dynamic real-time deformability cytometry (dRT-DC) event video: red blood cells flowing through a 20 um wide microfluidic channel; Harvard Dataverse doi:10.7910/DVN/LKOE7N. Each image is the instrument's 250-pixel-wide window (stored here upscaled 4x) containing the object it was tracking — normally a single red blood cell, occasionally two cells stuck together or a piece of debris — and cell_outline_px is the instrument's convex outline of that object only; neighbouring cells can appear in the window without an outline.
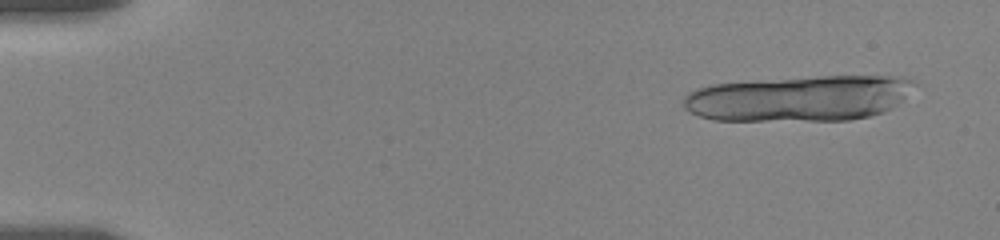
{"species": "human", "species_latin": "Homo sapiens", "temperature_condition": "room temperature", "stored_images_in_passage": 13, "camera_frame_rate_fps": 3000, "um_per_image_px": 0.085, "donor": {"sex": "female"}, "frame": {"image": 1, "passage_image": 4, "time_ms": 1.0, "image_size_px": [1000, 240], "cell_outline_px": [[912, 80], [900, 100], [896, 104], [884, 112], [868, 116], [848, 120], [712, 120], [700, 116], [684, 108], [684, 96], [688, 92], [696, 88], [712, 84], [820, 76], [900, 76]], "centroid_in_image_um": [67.83, 8.36], "position_along_channel_um": 17.2, "area_um2": 60.46}}
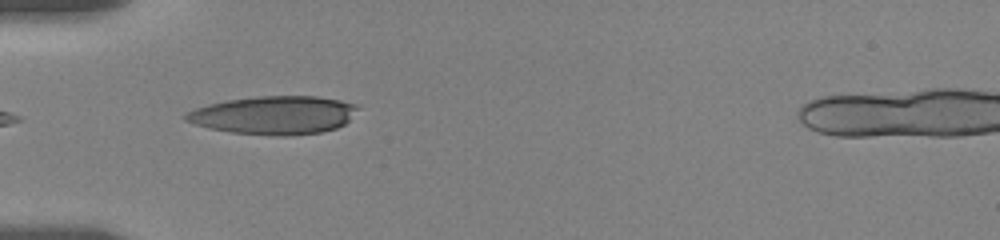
{"frame": {"image": 2, "passage_image": 10, "time_ms": 6.0, "image_size_px": [1000, 240], "cell_outline_px": [[360, 108], [344, 124], [336, 128], [320, 132], [288, 136], [280, 136], [232, 132], [208, 128], [184, 120], [180, 116], [184, 112], [208, 104], [228, 100], [256, 96], [316, 96], [340, 100], [356, 104]], "centroid_in_image_um": [23.26, 9.78], "position_along_channel_um": 61.7, "area_um2": 38.44}}
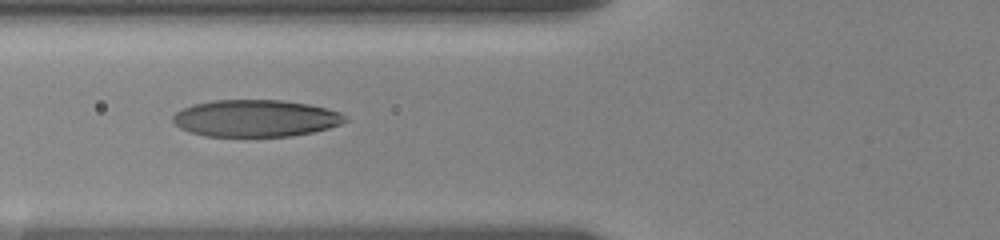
{"frame": {"image": 3, "passage_image": 12, "time_ms": 7.333, "image_size_px": [1000, 240], "cell_outline_px": [[348, 120], [340, 124], [328, 128], [312, 132], [292, 136], [204, 136], [180, 128], [172, 120], [172, 116], [180, 108], [192, 104], [212, 100], [280, 100], [308, 104], [328, 108], [340, 112], [348, 116]], "centroid_in_image_um": [21.73, 10.04], "position_along_channel_um": 104.1, "area_um2": 37.28}}